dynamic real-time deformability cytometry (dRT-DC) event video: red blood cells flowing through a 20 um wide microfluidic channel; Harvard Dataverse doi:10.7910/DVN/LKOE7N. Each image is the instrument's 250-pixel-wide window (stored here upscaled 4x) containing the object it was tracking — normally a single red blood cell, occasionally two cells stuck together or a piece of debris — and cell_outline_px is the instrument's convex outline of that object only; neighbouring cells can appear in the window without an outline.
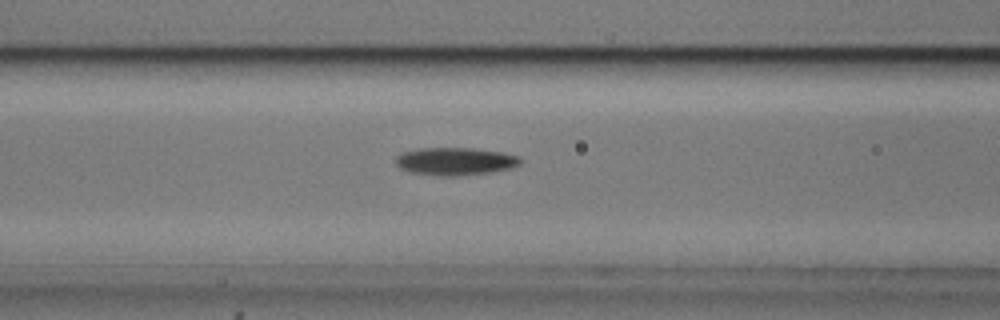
{"species": "common noctule bat (a hibernating species)", "species_latin": "Nyctalus noctula", "temperature_condition": "cold", "stored_images_in_passage": 24, "camera_frame_rate_fps": 3000, "um_per_image_px": 0.085, "animal": {"sex": "male", "body_mass_g": 20.5, "forearm_length_mm": 52.5}, "frame": {"image": 1, "passage_image": 10, "time_ms": 3.0, "image_size_px": [1000, 320], "cell_outline_px": [[524, 160], [520, 164], [512, 168], [492, 172], [452, 176], [440, 176], [412, 172], [400, 168], [396, 164], [396, 156], [400, 152], [420, 148], [472, 148], [504, 152], [520, 156]], "centroid_in_image_um": [38.73, 13.7], "position_along_channel_um": 127.9, "area_um2": 20.35}}
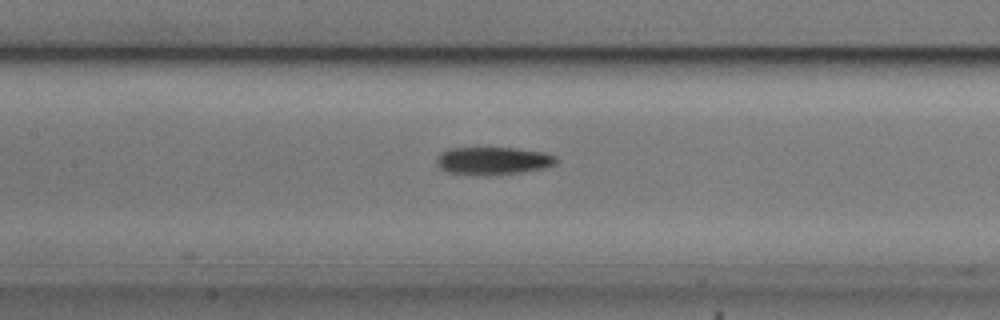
{"frame": {"image": 2, "passage_image": 13, "time_ms": 4.0, "image_size_px": [1000, 320], "cell_outline_px": [[560, 160], [556, 164], [544, 168], [524, 172], [496, 176], [472, 176], [448, 172], [440, 168], [436, 164], [436, 156], [440, 152], [448, 148], [516, 148], [544, 152], [556, 156]], "centroid_in_image_um": [41.9, 13.69], "position_along_channel_um": 165.5, "area_um2": 20.06}}